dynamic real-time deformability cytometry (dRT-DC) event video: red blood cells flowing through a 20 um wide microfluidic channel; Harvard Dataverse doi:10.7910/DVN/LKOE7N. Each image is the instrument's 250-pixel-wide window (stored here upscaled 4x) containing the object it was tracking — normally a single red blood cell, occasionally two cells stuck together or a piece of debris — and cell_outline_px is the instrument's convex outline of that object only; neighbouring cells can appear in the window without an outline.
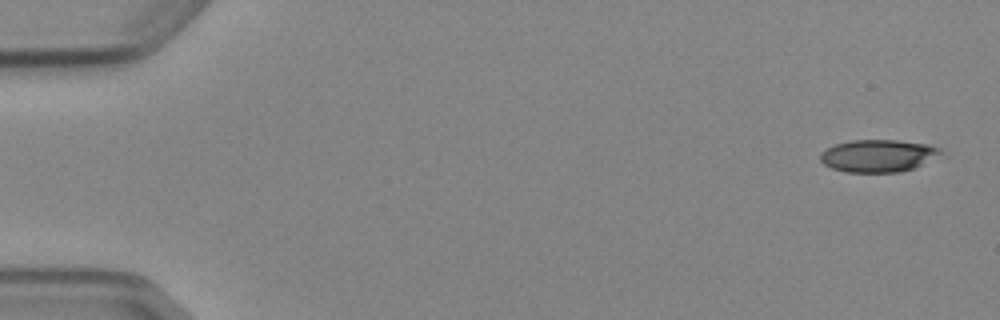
{"species": "Egyptian fruit bat (a non-hibernating species)", "species_latin": "Rousettus aegyptiacus", "temperature_condition": "cold", "stored_images_in_passage": 5, "camera_frame_rate_fps": 3000, "um_per_image_px": 0.085, "animal": {"sex": "female"}, "frame": {"image": 1, "passage_image": 1, "time_ms": 0.0, "image_size_px": [1000, 320], "cell_outline_px": [[940, 152], [920, 164], [912, 168], [900, 172], [844, 172], [832, 168], [824, 164], [820, 160], [820, 152], [836, 144], [852, 140], [896, 140], [928, 144], [940, 148]], "centroid_in_image_um": [74.55, 13.23], "position_along_channel_um": 10.5, "area_um2": 22.25}}
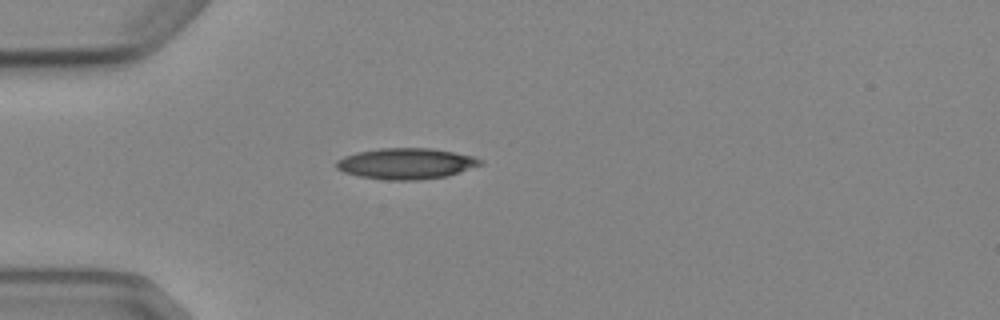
{"frame": {"image": 2, "passage_image": 4, "time_ms": 4.333, "image_size_px": [1000, 320], "cell_outline_px": [[484, 164], [448, 176], [420, 180], [388, 180], [360, 176], [344, 172], [336, 168], [336, 160], [344, 156], [356, 152], [380, 148], [432, 148], [472, 156], [484, 160]], "centroid_in_image_um": [34.54, 13.9], "position_along_channel_um": 50.5, "area_um2": 26.07}}